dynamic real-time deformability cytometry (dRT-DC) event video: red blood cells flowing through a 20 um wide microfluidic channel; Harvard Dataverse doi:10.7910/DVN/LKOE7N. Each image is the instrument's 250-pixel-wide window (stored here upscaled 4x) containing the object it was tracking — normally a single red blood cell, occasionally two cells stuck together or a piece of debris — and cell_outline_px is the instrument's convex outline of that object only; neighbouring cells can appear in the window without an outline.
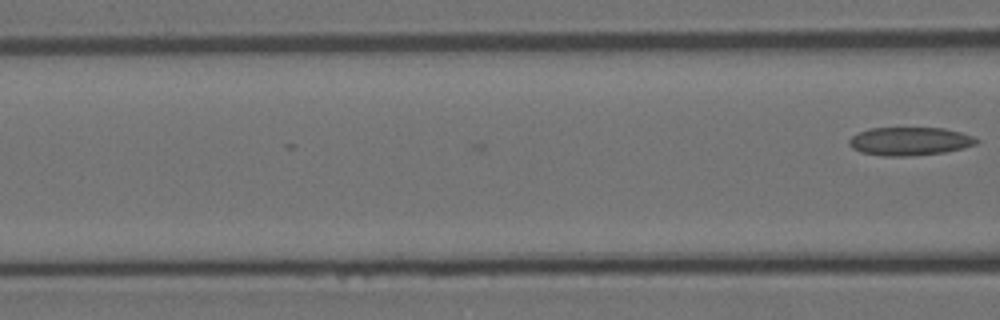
{"species": "Egyptian fruit bat (a non-hibernating species)", "species_latin": "Rousettus aegyptiacus", "temperature_condition": "room temperature", "stored_images_in_passage": 4, "camera_frame_rate_fps": 3000, "um_per_image_px": 0.085, "animal": {"sex": "female"}, "frame": {"image": 1, "passage_image": 4, "time_ms": 1.0, "image_size_px": [1000, 320], "cell_outline_px": [[980, 140], [976, 144], [964, 148], [944, 152], [912, 156], [884, 156], [860, 152], [852, 148], [848, 144], [848, 140], [852, 136], [868, 128], [944, 128], [960, 132], [972, 136]], "centroid_in_image_um": [77.32, 12.01], "position_along_channel_um": 89.3, "area_um2": 21.04}}